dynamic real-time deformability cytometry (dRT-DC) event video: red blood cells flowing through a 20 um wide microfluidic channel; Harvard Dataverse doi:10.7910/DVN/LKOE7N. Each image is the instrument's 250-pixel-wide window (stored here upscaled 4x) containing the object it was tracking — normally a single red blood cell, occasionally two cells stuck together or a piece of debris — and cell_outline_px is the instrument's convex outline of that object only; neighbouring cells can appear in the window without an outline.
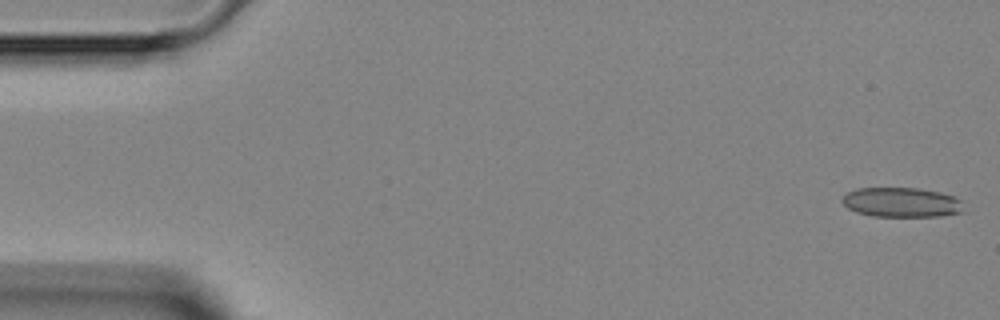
{"species": "Egyptian fruit bat (a non-hibernating species)", "species_latin": "Rousettus aegyptiacus", "temperature_condition": "room temperature", "stored_images_in_passage": 4, "camera_frame_rate_fps": 3000, "um_per_image_px": 0.085, "animal": {"sex": "female"}, "frame": {"image": 1, "passage_image": 1, "time_ms": 0.0, "image_size_px": [1000, 320], "cell_outline_px": [[964, 212], [940, 216], [872, 216], [856, 212], [848, 208], [840, 200], [848, 192], [860, 188], [920, 188], [940, 192], [956, 196], [960, 200]], "centroid_in_image_um": [76.65, 17.2], "position_along_channel_um": 8.3, "area_um2": 21.04}}
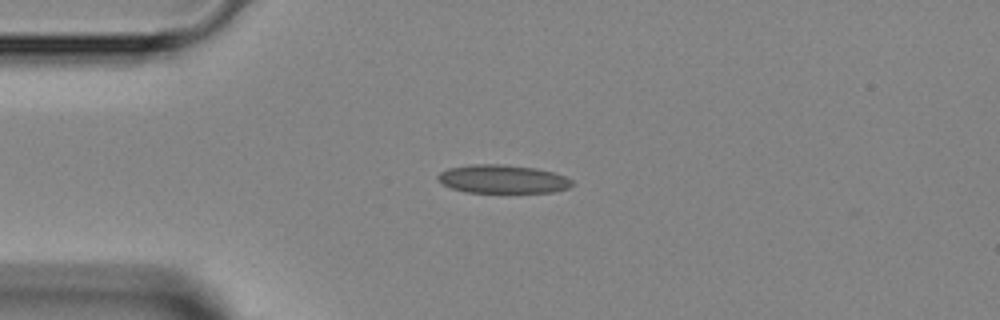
{"frame": {"image": 2, "passage_image": 3, "time_ms": 3.333, "image_size_px": [1000, 320], "cell_outline_px": [[576, 184], [568, 188], [552, 192], [464, 192], [452, 188], [444, 184], [436, 176], [440, 172], [448, 168], [472, 164], [504, 164], [536, 168], [552, 172], [564, 176], [572, 180]], "centroid_in_image_um": [42.74, 15.21], "position_along_channel_um": 42.3, "area_um2": 22.2}}